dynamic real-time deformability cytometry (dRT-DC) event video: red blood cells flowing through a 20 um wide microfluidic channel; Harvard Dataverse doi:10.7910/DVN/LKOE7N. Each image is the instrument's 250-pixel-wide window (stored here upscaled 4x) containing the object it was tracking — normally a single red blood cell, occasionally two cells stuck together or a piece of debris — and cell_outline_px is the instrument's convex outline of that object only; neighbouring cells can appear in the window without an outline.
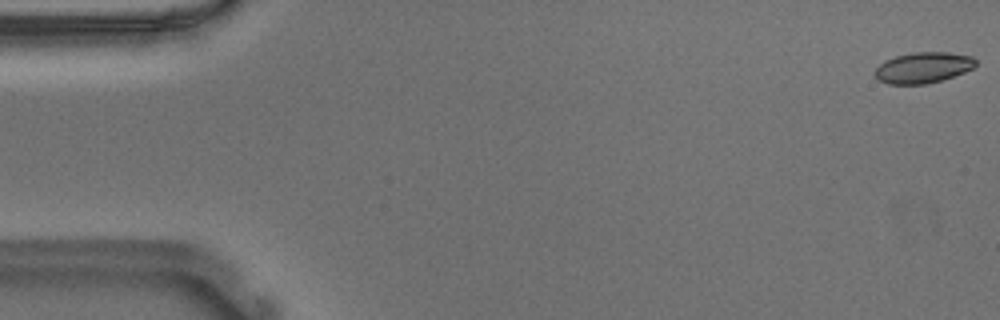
{"species": "Egyptian fruit bat (a non-hibernating species)", "species_latin": "Rousettus aegyptiacus", "temperature_condition": "warm", "stored_images_in_passage": 55, "camera_frame_rate_fps": 3000, "um_per_image_px": 0.085, "animal": {"sex": "male"}, "frame": {"image": 1, "passage_image": 1, "time_ms": 0.0, "image_size_px": [1000, 320], "cell_outline_px": [[976, 64], [972, 68], [964, 72], [940, 80], [924, 84], [888, 84], [876, 80], [872, 72], [884, 60], [896, 56], [912, 52], [948, 52], [972, 56], [976, 60]], "centroid_in_image_um": [78.4, 5.74], "position_along_channel_um": 6.6, "area_um2": 18.21}}
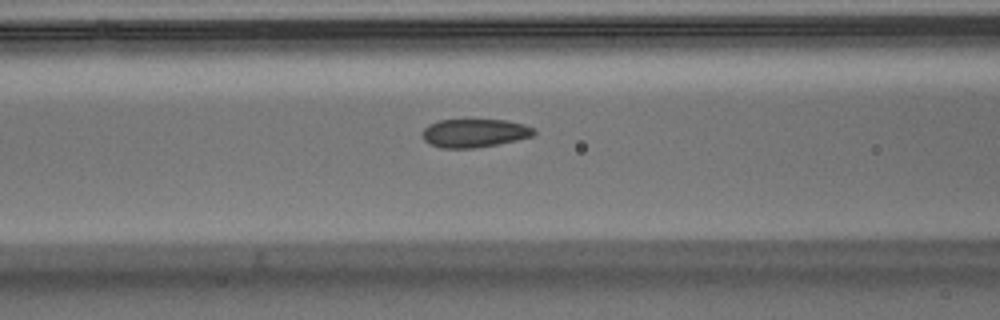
{"frame": {"image": 2, "passage_image": 22, "time_ms": 7.0, "image_size_px": [1000, 320], "cell_outline_px": [[536, 132], [532, 136], [516, 140], [476, 148], [440, 148], [428, 144], [424, 140], [420, 132], [428, 124], [440, 120], [508, 120], [524, 124], [536, 128]], "centroid_in_image_um": [40.3, 11.31], "position_along_channel_um": 126.3, "area_um2": 18.67}}
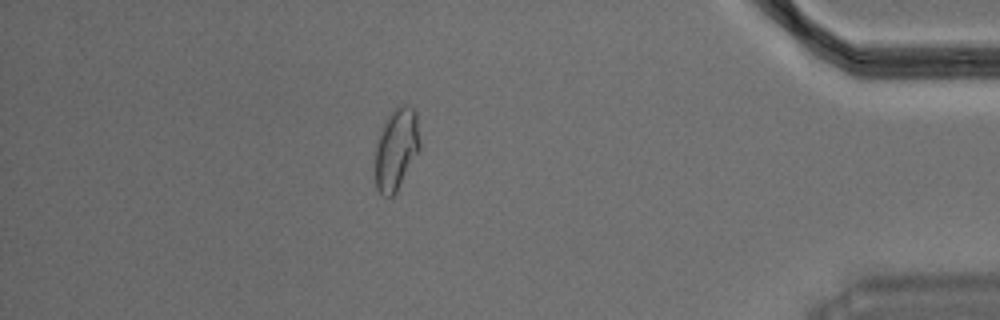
{"frame": {"image": 3, "passage_image": 48, "time_ms": 15.667, "image_size_px": [1000, 320], "cell_outline_px": [[420, 152], [396, 192], [392, 196], [380, 196], [376, 188], [376, 144], [380, 128], [392, 108], [400, 104], [404, 104], [412, 108], [416, 112], [420, 144]], "centroid_in_image_um": [33.69, 12.66], "position_along_channel_um": 401.5, "area_um2": 21.68}, "authors_computed_cell_mechanics": {"area_um2": 19.0162, "velocity_mm_per_s": 3.6781, "shape_relaxation_time_tau1_ms": null, "shape_relaxation_time_tau2_ms": 1.277, "deformation_change_tau1": null, "deformation_change_tau2": 0.0481}}